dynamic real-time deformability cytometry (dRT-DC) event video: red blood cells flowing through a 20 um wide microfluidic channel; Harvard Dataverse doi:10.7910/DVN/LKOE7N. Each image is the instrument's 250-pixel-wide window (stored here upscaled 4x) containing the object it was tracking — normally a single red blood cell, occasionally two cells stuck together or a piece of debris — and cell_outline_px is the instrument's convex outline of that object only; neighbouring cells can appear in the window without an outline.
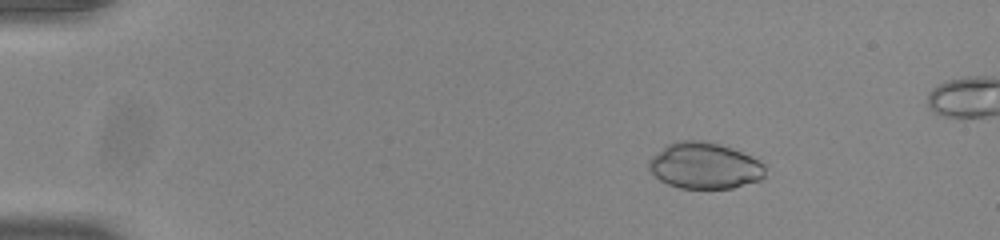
{"species": "common noctule bat (a hibernating species)", "species_latin": "Nyctalus noctula", "temperature_condition": "room temperature", "stored_images_in_passage": 53, "camera_frame_rate_fps": 3000, "um_per_image_px": 0.085, "animal": {"sex": "male", "body_mass_g": 20.0, "forearm_length_mm": 53.3}, "frame": {"image": 1, "passage_image": 9, "time_ms": 2.667, "image_size_px": [1000, 240], "cell_outline_px": [[764, 176], [760, 180], [732, 188], [680, 188], [668, 184], [660, 180], [648, 168], [648, 160], [652, 156], [668, 144], [676, 140], [712, 140], [732, 148], [764, 164]], "centroid_in_image_um": [59.86, 14.07], "position_along_channel_um": 25.1, "area_um2": 31.33}}